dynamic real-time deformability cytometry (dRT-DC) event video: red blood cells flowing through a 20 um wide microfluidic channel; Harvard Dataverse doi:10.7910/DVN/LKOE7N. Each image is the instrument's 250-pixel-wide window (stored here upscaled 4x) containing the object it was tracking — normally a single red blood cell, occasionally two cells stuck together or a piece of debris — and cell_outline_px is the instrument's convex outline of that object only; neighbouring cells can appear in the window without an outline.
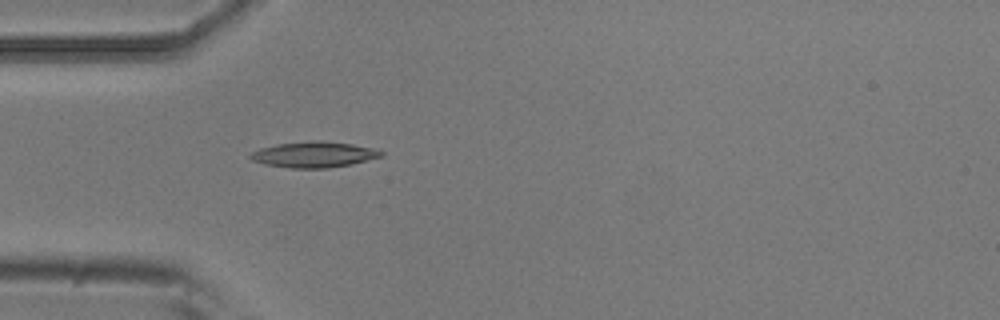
{"species": "common noctule bat (a hibernating species)", "species_latin": "Nyctalus noctula", "temperature_condition": "room temperature", "stored_images_in_passage": 5, "camera_frame_rate_fps": 3000, "um_per_image_px": 0.085, "animal": {"sex": "male", "body_mass_g": 20.5, "forearm_length_mm": 52.5}, "frame": {"image": 1, "passage_image": 5, "time_ms": 1.333, "image_size_px": [1000, 320], "cell_outline_px": [[384, 156], [352, 164], [328, 168], [292, 168], [264, 164], [252, 160], [248, 156], [252, 152], [260, 148], [276, 144], [312, 140], [320, 140], [352, 144], [376, 148], [384, 152]], "centroid_in_image_um": [26.71, 13.13], "position_along_channel_um": 58.3, "area_um2": 19.83}}